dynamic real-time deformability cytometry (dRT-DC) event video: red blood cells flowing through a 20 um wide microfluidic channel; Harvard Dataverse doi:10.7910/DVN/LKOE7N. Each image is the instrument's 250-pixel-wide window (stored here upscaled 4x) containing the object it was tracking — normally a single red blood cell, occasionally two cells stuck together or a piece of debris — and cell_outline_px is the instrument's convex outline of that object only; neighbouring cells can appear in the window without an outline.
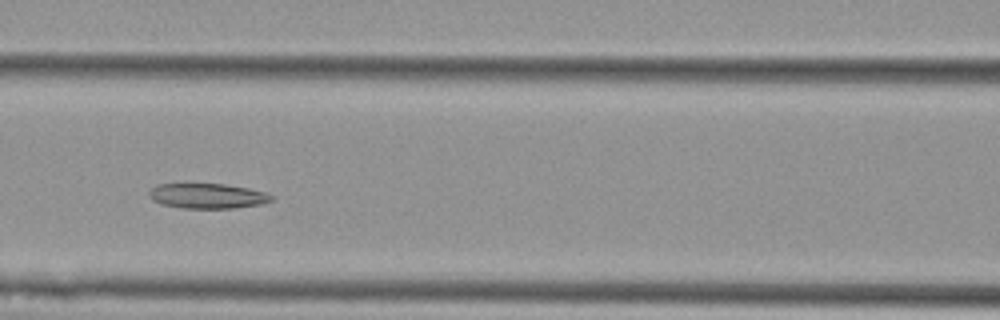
{"species": "Egyptian fruit bat (a non-hibernating species)", "species_latin": "Rousettus aegyptiacus", "temperature_condition": "cold", "stored_images_in_passage": 6, "camera_frame_rate_fps": 3000, "um_per_image_px": 0.085, "animal": {"sex": "female"}, "frame": {"image": 1, "passage_image": 5, "time_ms": 1.333, "image_size_px": [1000, 320], "cell_outline_px": [[276, 196], [272, 200], [260, 204], [232, 208], [184, 208], [160, 204], [152, 200], [148, 196], [148, 192], [156, 184], [224, 184], [248, 188], [264, 192]], "centroid_in_image_um": [17.61, 16.65], "position_along_channel_um": 149.0, "area_um2": 17.86}}
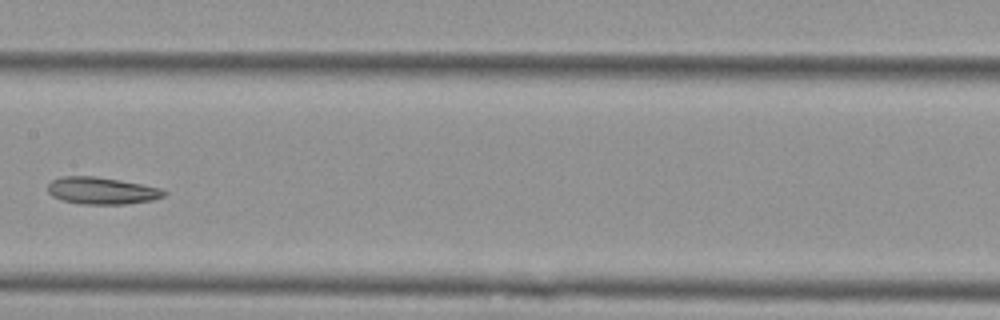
{"frame": {"image": 2, "passage_image": 6, "time_ms": 1.667, "image_size_px": [1000, 320], "cell_outline_px": [[168, 192], [164, 196], [152, 200], [124, 204], [84, 204], [64, 200], [52, 196], [48, 192], [48, 184], [52, 180], [60, 176], [96, 176], [120, 180], [160, 188]], "centroid_in_image_um": [8.64, 16.2], "position_along_channel_um": 198.8, "area_um2": 18.21}}